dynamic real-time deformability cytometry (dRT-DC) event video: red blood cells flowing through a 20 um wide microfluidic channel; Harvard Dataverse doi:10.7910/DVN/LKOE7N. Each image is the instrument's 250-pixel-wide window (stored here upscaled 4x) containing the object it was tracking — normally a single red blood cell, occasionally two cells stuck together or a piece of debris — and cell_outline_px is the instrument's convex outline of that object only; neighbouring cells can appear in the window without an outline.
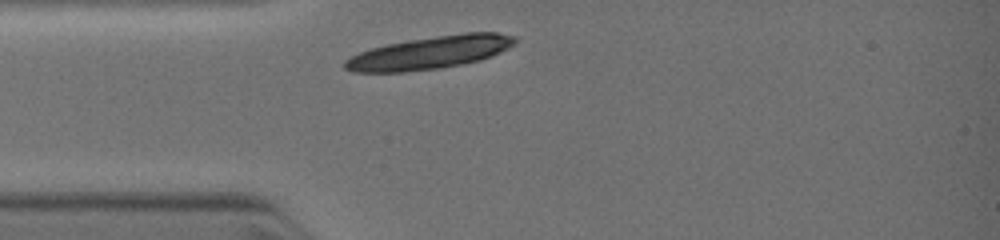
{"species": "common noctule bat (a hibernating species)", "species_latin": "Nyctalus noctula", "temperature_condition": "warm", "stored_images_in_passage": 1, "camera_frame_rate_fps": 3000, "um_per_image_px": 0.085, "animal": {"sex": "female", "body_mass_g": 19.0, "forearm_length_mm": 51.5}, "frame": {"image": 1, "passage_image": 1, "time_ms": 0.0, "image_size_px": [1000, 240], "cell_outline_px": [[516, 44], [492, 56], [480, 60], [440, 68], [404, 72], [352, 72], [344, 68], [344, 60], [360, 52], [372, 48], [388, 44], [408, 40], [464, 32], [496, 32], [516, 36]], "centroid_in_image_um": [36.57, 4.47], "position_along_channel_um": 48.4, "area_um2": 32.43}}